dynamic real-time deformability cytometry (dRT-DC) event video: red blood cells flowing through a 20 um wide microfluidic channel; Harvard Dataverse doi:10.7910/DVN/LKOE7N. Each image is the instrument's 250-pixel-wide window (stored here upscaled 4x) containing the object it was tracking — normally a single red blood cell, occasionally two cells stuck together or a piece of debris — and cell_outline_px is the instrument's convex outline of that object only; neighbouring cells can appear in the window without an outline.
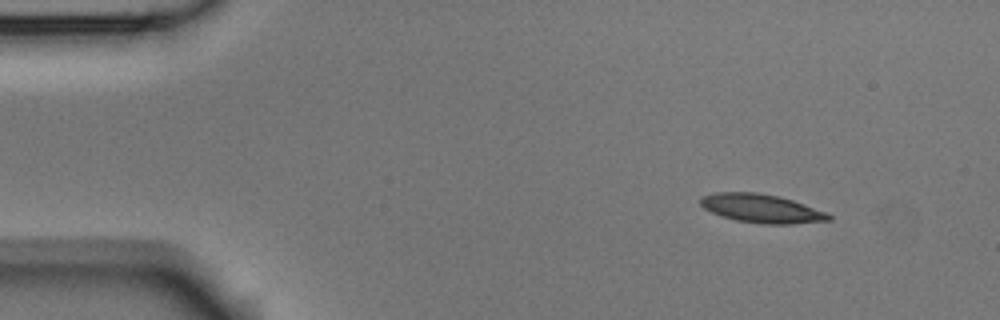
{"species": "Egyptian fruit bat (a non-hibernating species)", "species_latin": "Rousettus aegyptiacus", "temperature_condition": "room temperature", "stored_images_in_passage": 3, "camera_frame_rate_fps": 3000, "um_per_image_px": 0.085, "animal": {"sex": "male"}, "frame": {"image": 1, "passage_image": 1, "time_ms": 0.0, "image_size_px": [1000, 320], "cell_outline_px": [[832, 220], [792, 224], [764, 224], [736, 220], [712, 212], [704, 208], [700, 204], [700, 196], [716, 192], [756, 192], [780, 196], [828, 212], [832, 216]], "centroid_in_image_um": [64.75, 17.71], "position_along_channel_um": 20.2, "area_um2": 21.44}}
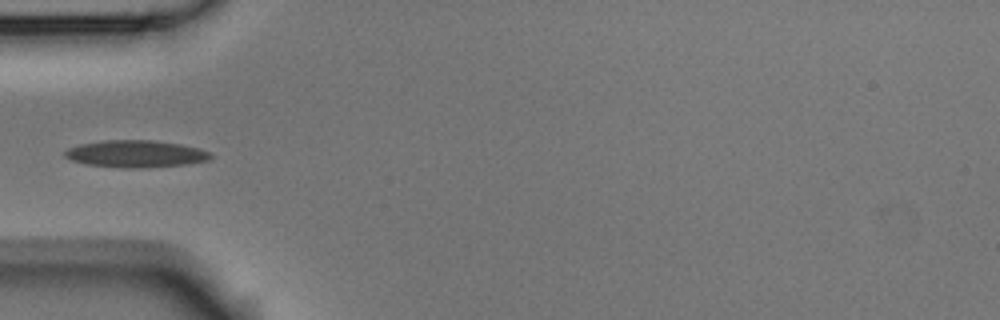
{"frame": {"image": 2, "passage_image": 3, "time_ms": 0.667, "image_size_px": [1000, 320], "cell_outline_px": [[212, 160], [184, 164], [144, 168], [124, 168], [84, 164], [72, 160], [64, 156], [64, 152], [68, 148], [80, 144], [108, 140], [152, 140], [180, 144], [200, 148], [212, 152]], "centroid_in_image_um": [11.57, 13.08], "position_along_channel_um": 73.4, "area_um2": 23.12}}